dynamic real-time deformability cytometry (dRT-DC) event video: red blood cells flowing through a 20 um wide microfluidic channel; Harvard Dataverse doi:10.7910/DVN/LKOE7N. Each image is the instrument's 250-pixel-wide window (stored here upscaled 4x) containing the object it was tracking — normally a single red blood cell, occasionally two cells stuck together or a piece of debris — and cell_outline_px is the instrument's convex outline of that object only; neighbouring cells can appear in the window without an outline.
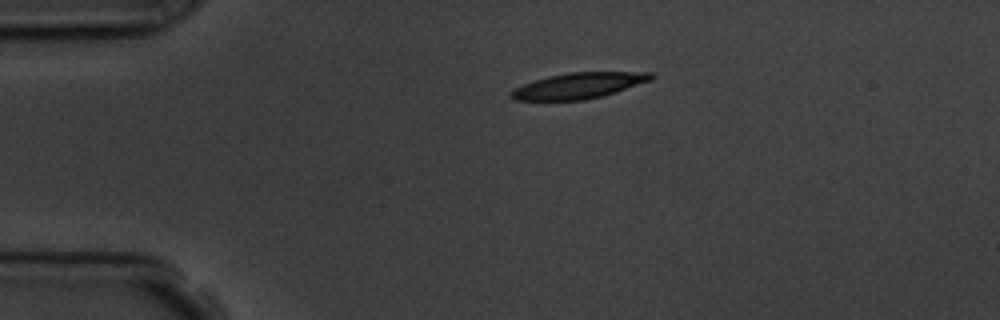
{"species": "common noctule bat (a hibernating species)", "species_latin": "Nyctalus noctula", "temperature_condition": "room temperature", "stored_images_in_passage": 2, "camera_frame_rate_fps": 3000, "um_per_image_px": 0.085, "animal": {"sex": "male", "body_mass_g": 19.5, "forearm_length_mm": 54.6}, "frame": {"image": 1, "passage_image": 1, "time_ms": 0.0, "image_size_px": [1000, 320], "cell_outline_px": [[656, 76], [652, 80], [604, 96], [584, 100], [516, 100], [508, 96], [516, 88], [524, 84], [548, 76], [568, 72], [652, 72]], "centroid_in_image_um": [49.25, 7.27], "position_along_channel_um": 35.7, "area_um2": 21.04}}